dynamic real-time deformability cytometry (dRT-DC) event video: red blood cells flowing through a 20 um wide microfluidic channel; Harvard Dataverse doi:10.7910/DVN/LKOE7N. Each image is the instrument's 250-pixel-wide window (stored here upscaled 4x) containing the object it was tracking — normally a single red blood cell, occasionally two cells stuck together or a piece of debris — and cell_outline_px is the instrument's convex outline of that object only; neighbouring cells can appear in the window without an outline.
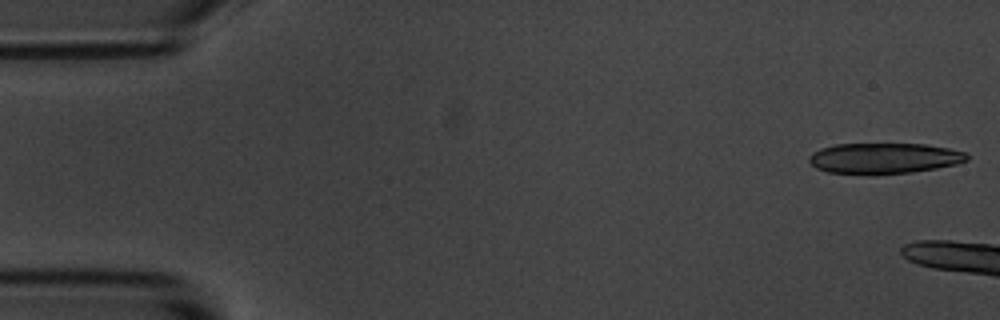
{"species": "common noctule bat (a hibernating species)", "species_latin": "Nyctalus noctula", "temperature_condition": "room temperature", "stored_images_in_passage": 5, "camera_frame_rate_fps": 3000, "um_per_image_px": 0.085, "animal": {"sex": "male", "body_mass_g": 20.1, "forearm_length_mm": 53.5}, "frame": {"image": 1, "passage_image": 1, "time_ms": 0.0, "image_size_px": [1000, 320], "cell_outline_px": [[968, 160], [956, 164], [936, 168], [912, 172], [872, 176], [828, 172], [816, 168], [808, 160], [808, 156], [812, 152], [820, 148], [836, 144], [924, 144], [948, 148], [964, 152], [968, 156]], "centroid_in_image_um": [75.1, 13.47], "position_along_channel_um": 9.9, "area_um2": 28.67}}